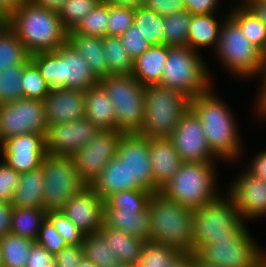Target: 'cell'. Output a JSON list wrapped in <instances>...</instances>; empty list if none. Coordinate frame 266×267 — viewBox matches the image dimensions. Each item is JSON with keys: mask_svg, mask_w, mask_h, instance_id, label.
<instances>
[{"mask_svg": "<svg viewBox=\"0 0 266 267\" xmlns=\"http://www.w3.org/2000/svg\"><path fill=\"white\" fill-rule=\"evenodd\" d=\"M256 267H266V256Z\"/></svg>", "mask_w": 266, "mask_h": 267, "instance_id": "cell-66", "label": "cell"}, {"mask_svg": "<svg viewBox=\"0 0 266 267\" xmlns=\"http://www.w3.org/2000/svg\"><path fill=\"white\" fill-rule=\"evenodd\" d=\"M85 117L101 130L115 129L114 105L100 84L85 91Z\"/></svg>", "mask_w": 266, "mask_h": 267, "instance_id": "cell-27", "label": "cell"}, {"mask_svg": "<svg viewBox=\"0 0 266 267\" xmlns=\"http://www.w3.org/2000/svg\"><path fill=\"white\" fill-rule=\"evenodd\" d=\"M78 267H98V266L91 260H88L87 258L83 257L79 262Z\"/></svg>", "mask_w": 266, "mask_h": 267, "instance_id": "cell-62", "label": "cell"}, {"mask_svg": "<svg viewBox=\"0 0 266 267\" xmlns=\"http://www.w3.org/2000/svg\"><path fill=\"white\" fill-rule=\"evenodd\" d=\"M240 5L238 4L237 6H243V7H248L252 3L259 1V0H240Z\"/></svg>", "mask_w": 266, "mask_h": 267, "instance_id": "cell-63", "label": "cell"}, {"mask_svg": "<svg viewBox=\"0 0 266 267\" xmlns=\"http://www.w3.org/2000/svg\"><path fill=\"white\" fill-rule=\"evenodd\" d=\"M247 229L238 239L212 241L201 247L195 258L212 267H256L266 256Z\"/></svg>", "mask_w": 266, "mask_h": 267, "instance_id": "cell-12", "label": "cell"}, {"mask_svg": "<svg viewBox=\"0 0 266 267\" xmlns=\"http://www.w3.org/2000/svg\"><path fill=\"white\" fill-rule=\"evenodd\" d=\"M189 108L184 94L159 84L145 86L144 122L138 135L169 138Z\"/></svg>", "mask_w": 266, "mask_h": 267, "instance_id": "cell-8", "label": "cell"}, {"mask_svg": "<svg viewBox=\"0 0 266 267\" xmlns=\"http://www.w3.org/2000/svg\"><path fill=\"white\" fill-rule=\"evenodd\" d=\"M112 267H133V266H130V265H125V264H117L115 266H112Z\"/></svg>", "mask_w": 266, "mask_h": 267, "instance_id": "cell-67", "label": "cell"}, {"mask_svg": "<svg viewBox=\"0 0 266 267\" xmlns=\"http://www.w3.org/2000/svg\"><path fill=\"white\" fill-rule=\"evenodd\" d=\"M101 0H66L58 11L63 27L74 30Z\"/></svg>", "mask_w": 266, "mask_h": 267, "instance_id": "cell-43", "label": "cell"}, {"mask_svg": "<svg viewBox=\"0 0 266 267\" xmlns=\"http://www.w3.org/2000/svg\"><path fill=\"white\" fill-rule=\"evenodd\" d=\"M35 242L53 255H56L67 246L64 238L61 237L60 233L47 218L43 221Z\"/></svg>", "mask_w": 266, "mask_h": 267, "instance_id": "cell-47", "label": "cell"}, {"mask_svg": "<svg viewBox=\"0 0 266 267\" xmlns=\"http://www.w3.org/2000/svg\"><path fill=\"white\" fill-rule=\"evenodd\" d=\"M46 218L53 224L61 237L64 238L67 245L82 244L84 234L64 213H62V211H47Z\"/></svg>", "mask_w": 266, "mask_h": 267, "instance_id": "cell-45", "label": "cell"}, {"mask_svg": "<svg viewBox=\"0 0 266 267\" xmlns=\"http://www.w3.org/2000/svg\"><path fill=\"white\" fill-rule=\"evenodd\" d=\"M104 200L87 185L60 209L84 234L97 233L104 224Z\"/></svg>", "mask_w": 266, "mask_h": 267, "instance_id": "cell-19", "label": "cell"}, {"mask_svg": "<svg viewBox=\"0 0 266 267\" xmlns=\"http://www.w3.org/2000/svg\"><path fill=\"white\" fill-rule=\"evenodd\" d=\"M24 65L12 66L0 71V105L23 98Z\"/></svg>", "mask_w": 266, "mask_h": 267, "instance_id": "cell-41", "label": "cell"}, {"mask_svg": "<svg viewBox=\"0 0 266 267\" xmlns=\"http://www.w3.org/2000/svg\"><path fill=\"white\" fill-rule=\"evenodd\" d=\"M107 6L110 7H130L136 9L139 6H143L144 0H101Z\"/></svg>", "mask_w": 266, "mask_h": 267, "instance_id": "cell-59", "label": "cell"}, {"mask_svg": "<svg viewBox=\"0 0 266 267\" xmlns=\"http://www.w3.org/2000/svg\"><path fill=\"white\" fill-rule=\"evenodd\" d=\"M150 241L168 245L180 253H192L194 210L182 207L162 193H153L148 202Z\"/></svg>", "mask_w": 266, "mask_h": 267, "instance_id": "cell-5", "label": "cell"}, {"mask_svg": "<svg viewBox=\"0 0 266 267\" xmlns=\"http://www.w3.org/2000/svg\"><path fill=\"white\" fill-rule=\"evenodd\" d=\"M143 6L162 16L186 11L184 0H144Z\"/></svg>", "mask_w": 266, "mask_h": 267, "instance_id": "cell-51", "label": "cell"}, {"mask_svg": "<svg viewBox=\"0 0 266 267\" xmlns=\"http://www.w3.org/2000/svg\"><path fill=\"white\" fill-rule=\"evenodd\" d=\"M214 14L191 15L187 46L193 51L200 52L202 47H214L219 44L222 23ZM215 16V17H214ZM220 23V24H219Z\"/></svg>", "mask_w": 266, "mask_h": 267, "instance_id": "cell-29", "label": "cell"}, {"mask_svg": "<svg viewBox=\"0 0 266 267\" xmlns=\"http://www.w3.org/2000/svg\"><path fill=\"white\" fill-rule=\"evenodd\" d=\"M43 103L48 125L70 123L85 117V91L52 88Z\"/></svg>", "mask_w": 266, "mask_h": 267, "instance_id": "cell-21", "label": "cell"}, {"mask_svg": "<svg viewBox=\"0 0 266 267\" xmlns=\"http://www.w3.org/2000/svg\"><path fill=\"white\" fill-rule=\"evenodd\" d=\"M168 45H151L148 50L133 60L131 74L144 87L160 84Z\"/></svg>", "mask_w": 266, "mask_h": 267, "instance_id": "cell-23", "label": "cell"}, {"mask_svg": "<svg viewBox=\"0 0 266 267\" xmlns=\"http://www.w3.org/2000/svg\"><path fill=\"white\" fill-rule=\"evenodd\" d=\"M115 109V129L138 134L144 122L145 87L131 75H110L99 81Z\"/></svg>", "mask_w": 266, "mask_h": 267, "instance_id": "cell-9", "label": "cell"}, {"mask_svg": "<svg viewBox=\"0 0 266 267\" xmlns=\"http://www.w3.org/2000/svg\"><path fill=\"white\" fill-rule=\"evenodd\" d=\"M123 46L134 60L149 49L151 44L145 39L136 25L130 26L121 36Z\"/></svg>", "mask_w": 266, "mask_h": 267, "instance_id": "cell-48", "label": "cell"}, {"mask_svg": "<svg viewBox=\"0 0 266 267\" xmlns=\"http://www.w3.org/2000/svg\"><path fill=\"white\" fill-rule=\"evenodd\" d=\"M44 174L43 209L60 210L87 184L80 178L71 156L47 154L42 162Z\"/></svg>", "mask_w": 266, "mask_h": 267, "instance_id": "cell-11", "label": "cell"}, {"mask_svg": "<svg viewBox=\"0 0 266 267\" xmlns=\"http://www.w3.org/2000/svg\"><path fill=\"white\" fill-rule=\"evenodd\" d=\"M149 150L154 193H158L177 172L183 161L169 138H149Z\"/></svg>", "mask_w": 266, "mask_h": 267, "instance_id": "cell-22", "label": "cell"}, {"mask_svg": "<svg viewBox=\"0 0 266 267\" xmlns=\"http://www.w3.org/2000/svg\"><path fill=\"white\" fill-rule=\"evenodd\" d=\"M13 209L14 206L11 203L0 202V239L11 233Z\"/></svg>", "mask_w": 266, "mask_h": 267, "instance_id": "cell-54", "label": "cell"}, {"mask_svg": "<svg viewBox=\"0 0 266 267\" xmlns=\"http://www.w3.org/2000/svg\"><path fill=\"white\" fill-rule=\"evenodd\" d=\"M83 257L82 244L67 245L55 255V267H78Z\"/></svg>", "mask_w": 266, "mask_h": 267, "instance_id": "cell-50", "label": "cell"}, {"mask_svg": "<svg viewBox=\"0 0 266 267\" xmlns=\"http://www.w3.org/2000/svg\"><path fill=\"white\" fill-rule=\"evenodd\" d=\"M23 98L44 100L47 94L51 91L37 66L29 60L24 65L22 77Z\"/></svg>", "mask_w": 266, "mask_h": 267, "instance_id": "cell-44", "label": "cell"}, {"mask_svg": "<svg viewBox=\"0 0 266 267\" xmlns=\"http://www.w3.org/2000/svg\"><path fill=\"white\" fill-rule=\"evenodd\" d=\"M116 157L129 171V190L145 189L154 193L149 138L124 134L119 141Z\"/></svg>", "mask_w": 266, "mask_h": 267, "instance_id": "cell-15", "label": "cell"}, {"mask_svg": "<svg viewBox=\"0 0 266 267\" xmlns=\"http://www.w3.org/2000/svg\"><path fill=\"white\" fill-rule=\"evenodd\" d=\"M30 60L51 88L86 91L99 84L87 61L68 41L55 51L34 53Z\"/></svg>", "mask_w": 266, "mask_h": 267, "instance_id": "cell-4", "label": "cell"}, {"mask_svg": "<svg viewBox=\"0 0 266 267\" xmlns=\"http://www.w3.org/2000/svg\"><path fill=\"white\" fill-rule=\"evenodd\" d=\"M20 173L0 162V202L11 203L19 182Z\"/></svg>", "mask_w": 266, "mask_h": 267, "instance_id": "cell-49", "label": "cell"}, {"mask_svg": "<svg viewBox=\"0 0 266 267\" xmlns=\"http://www.w3.org/2000/svg\"><path fill=\"white\" fill-rule=\"evenodd\" d=\"M82 246L84 257L98 267H112L119 264L116 256L112 255L109 246L98 232L84 235Z\"/></svg>", "mask_w": 266, "mask_h": 267, "instance_id": "cell-39", "label": "cell"}, {"mask_svg": "<svg viewBox=\"0 0 266 267\" xmlns=\"http://www.w3.org/2000/svg\"><path fill=\"white\" fill-rule=\"evenodd\" d=\"M44 186L42 167L20 173L11 204L20 208L43 209Z\"/></svg>", "mask_w": 266, "mask_h": 267, "instance_id": "cell-28", "label": "cell"}, {"mask_svg": "<svg viewBox=\"0 0 266 267\" xmlns=\"http://www.w3.org/2000/svg\"><path fill=\"white\" fill-rule=\"evenodd\" d=\"M46 215L45 209L14 207L11 233L36 241Z\"/></svg>", "mask_w": 266, "mask_h": 267, "instance_id": "cell-34", "label": "cell"}, {"mask_svg": "<svg viewBox=\"0 0 266 267\" xmlns=\"http://www.w3.org/2000/svg\"><path fill=\"white\" fill-rule=\"evenodd\" d=\"M228 16L239 26L245 37L264 54L266 53V26L249 8L235 6Z\"/></svg>", "mask_w": 266, "mask_h": 267, "instance_id": "cell-31", "label": "cell"}, {"mask_svg": "<svg viewBox=\"0 0 266 267\" xmlns=\"http://www.w3.org/2000/svg\"><path fill=\"white\" fill-rule=\"evenodd\" d=\"M210 78L199 52L188 46H168L159 85L180 92L191 100L212 88Z\"/></svg>", "mask_w": 266, "mask_h": 267, "instance_id": "cell-7", "label": "cell"}, {"mask_svg": "<svg viewBox=\"0 0 266 267\" xmlns=\"http://www.w3.org/2000/svg\"><path fill=\"white\" fill-rule=\"evenodd\" d=\"M244 219L266 215V182L249 174L246 170L235 177L227 191Z\"/></svg>", "mask_w": 266, "mask_h": 267, "instance_id": "cell-20", "label": "cell"}, {"mask_svg": "<svg viewBox=\"0 0 266 267\" xmlns=\"http://www.w3.org/2000/svg\"><path fill=\"white\" fill-rule=\"evenodd\" d=\"M46 134L26 133L0 143L2 161L18 173L38 169L47 155Z\"/></svg>", "mask_w": 266, "mask_h": 267, "instance_id": "cell-17", "label": "cell"}, {"mask_svg": "<svg viewBox=\"0 0 266 267\" xmlns=\"http://www.w3.org/2000/svg\"><path fill=\"white\" fill-rule=\"evenodd\" d=\"M35 241L8 233L0 239L3 267H26L28 254Z\"/></svg>", "mask_w": 266, "mask_h": 267, "instance_id": "cell-33", "label": "cell"}, {"mask_svg": "<svg viewBox=\"0 0 266 267\" xmlns=\"http://www.w3.org/2000/svg\"><path fill=\"white\" fill-rule=\"evenodd\" d=\"M7 16L0 10V21L2 22V23H5L6 22V20H7Z\"/></svg>", "mask_w": 266, "mask_h": 267, "instance_id": "cell-65", "label": "cell"}, {"mask_svg": "<svg viewBox=\"0 0 266 267\" xmlns=\"http://www.w3.org/2000/svg\"><path fill=\"white\" fill-rule=\"evenodd\" d=\"M109 19V6L100 1L77 25L74 31L87 36L105 37Z\"/></svg>", "mask_w": 266, "mask_h": 267, "instance_id": "cell-42", "label": "cell"}, {"mask_svg": "<svg viewBox=\"0 0 266 267\" xmlns=\"http://www.w3.org/2000/svg\"><path fill=\"white\" fill-rule=\"evenodd\" d=\"M89 186L105 200L113 193L129 190V171L114 157Z\"/></svg>", "mask_w": 266, "mask_h": 267, "instance_id": "cell-30", "label": "cell"}, {"mask_svg": "<svg viewBox=\"0 0 266 267\" xmlns=\"http://www.w3.org/2000/svg\"><path fill=\"white\" fill-rule=\"evenodd\" d=\"M225 104L212 88L190 100V108L203 125L204 136L212 153L219 160L235 162L242 155L243 141L233 113Z\"/></svg>", "mask_w": 266, "mask_h": 267, "instance_id": "cell-1", "label": "cell"}, {"mask_svg": "<svg viewBox=\"0 0 266 267\" xmlns=\"http://www.w3.org/2000/svg\"><path fill=\"white\" fill-rule=\"evenodd\" d=\"M195 254L179 253L167 267H192Z\"/></svg>", "mask_w": 266, "mask_h": 267, "instance_id": "cell-57", "label": "cell"}, {"mask_svg": "<svg viewBox=\"0 0 266 267\" xmlns=\"http://www.w3.org/2000/svg\"><path fill=\"white\" fill-rule=\"evenodd\" d=\"M5 24L30 55L55 51L67 42L68 31L63 27L58 12L39 7L30 0L13 12Z\"/></svg>", "mask_w": 266, "mask_h": 267, "instance_id": "cell-2", "label": "cell"}, {"mask_svg": "<svg viewBox=\"0 0 266 267\" xmlns=\"http://www.w3.org/2000/svg\"><path fill=\"white\" fill-rule=\"evenodd\" d=\"M30 60L24 44L5 24L0 25V71L26 64Z\"/></svg>", "mask_w": 266, "mask_h": 267, "instance_id": "cell-32", "label": "cell"}, {"mask_svg": "<svg viewBox=\"0 0 266 267\" xmlns=\"http://www.w3.org/2000/svg\"><path fill=\"white\" fill-rule=\"evenodd\" d=\"M134 22V8L110 7L107 36L120 37Z\"/></svg>", "mask_w": 266, "mask_h": 267, "instance_id": "cell-46", "label": "cell"}, {"mask_svg": "<svg viewBox=\"0 0 266 267\" xmlns=\"http://www.w3.org/2000/svg\"><path fill=\"white\" fill-rule=\"evenodd\" d=\"M266 26V0H259L248 6Z\"/></svg>", "mask_w": 266, "mask_h": 267, "instance_id": "cell-60", "label": "cell"}, {"mask_svg": "<svg viewBox=\"0 0 266 267\" xmlns=\"http://www.w3.org/2000/svg\"><path fill=\"white\" fill-rule=\"evenodd\" d=\"M26 267H55V255L35 242L28 254Z\"/></svg>", "mask_w": 266, "mask_h": 267, "instance_id": "cell-52", "label": "cell"}, {"mask_svg": "<svg viewBox=\"0 0 266 267\" xmlns=\"http://www.w3.org/2000/svg\"><path fill=\"white\" fill-rule=\"evenodd\" d=\"M0 267H3L1 252H0Z\"/></svg>", "mask_w": 266, "mask_h": 267, "instance_id": "cell-68", "label": "cell"}, {"mask_svg": "<svg viewBox=\"0 0 266 267\" xmlns=\"http://www.w3.org/2000/svg\"><path fill=\"white\" fill-rule=\"evenodd\" d=\"M183 162L216 163L196 113L189 108L169 137Z\"/></svg>", "mask_w": 266, "mask_h": 267, "instance_id": "cell-16", "label": "cell"}, {"mask_svg": "<svg viewBox=\"0 0 266 267\" xmlns=\"http://www.w3.org/2000/svg\"><path fill=\"white\" fill-rule=\"evenodd\" d=\"M104 225L150 241V215L146 211L104 209Z\"/></svg>", "mask_w": 266, "mask_h": 267, "instance_id": "cell-25", "label": "cell"}, {"mask_svg": "<svg viewBox=\"0 0 266 267\" xmlns=\"http://www.w3.org/2000/svg\"><path fill=\"white\" fill-rule=\"evenodd\" d=\"M124 135L117 129L100 130L86 145L71 157L80 178L90 185L105 165L116 157L119 141Z\"/></svg>", "mask_w": 266, "mask_h": 267, "instance_id": "cell-14", "label": "cell"}, {"mask_svg": "<svg viewBox=\"0 0 266 267\" xmlns=\"http://www.w3.org/2000/svg\"><path fill=\"white\" fill-rule=\"evenodd\" d=\"M35 5L49 10L59 11L66 0H30Z\"/></svg>", "mask_w": 266, "mask_h": 267, "instance_id": "cell-61", "label": "cell"}, {"mask_svg": "<svg viewBox=\"0 0 266 267\" xmlns=\"http://www.w3.org/2000/svg\"><path fill=\"white\" fill-rule=\"evenodd\" d=\"M47 128L42 100L21 98L0 105V143L9 137L26 133L46 134Z\"/></svg>", "mask_w": 266, "mask_h": 267, "instance_id": "cell-13", "label": "cell"}, {"mask_svg": "<svg viewBox=\"0 0 266 267\" xmlns=\"http://www.w3.org/2000/svg\"><path fill=\"white\" fill-rule=\"evenodd\" d=\"M261 73L262 75L260 76V78L262 76L263 78H261L262 81H260V83L261 82L263 83L261 87L258 88L260 90L258 91L259 94H257L258 96H257V100L255 103L256 104L255 108H257L256 111H258L259 117L260 116L265 117L266 116V55H264V62H263Z\"/></svg>", "mask_w": 266, "mask_h": 267, "instance_id": "cell-56", "label": "cell"}, {"mask_svg": "<svg viewBox=\"0 0 266 267\" xmlns=\"http://www.w3.org/2000/svg\"><path fill=\"white\" fill-rule=\"evenodd\" d=\"M215 166V163L183 162L160 193L182 207L199 209L219 194Z\"/></svg>", "mask_w": 266, "mask_h": 267, "instance_id": "cell-6", "label": "cell"}, {"mask_svg": "<svg viewBox=\"0 0 266 267\" xmlns=\"http://www.w3.org/2000/svg\"><path fill=\"white\" fill-rule=\"evenodd\" d=\"M219 0H184L186 11L191 15L214 14L218 12L216 6Z\"/></svg>", "mask_w": 266, "mask_h": 267, "instance_id": "cell-53", "label": "cell"}, {"mask_svg": "<svg viewBox=\"0 0 266 267\" xmlns=\"http://www.w3.org/2000/svg\"><path fill=\"white\" fill-rule=\"evenodd\" d=\"M100 130L86 117L70 123L48 125L45 135L47 154L72 156L90 142Z\"/></svg>", "mask_w": 266, "mask_h": 267, "instance_id": "cell-18", "label": "cell"}, {"mask_svg": "<svg viewBox=\"0 0 266 267\" xmlns=\"http://www.w3.org/2000/svg\"><path fill=\"white\" fill-rule=\"evenodd\" d=\"M152 192L145 189L125 190L108 196L104 209H123L128 211H146Z\"/></svg>", "mask_w": 266, "mask_h": 267, "instance_id": "cell-37", "label": "cell"}, {"mask_svg": "<svg viewBox=\"0 0 266 267\" xmlns=\"http://www.w3.org/2000/svg\"><path fill=\"white\" fill-rule=\"evenodd\" d=\"M192 229V253L195 254L212 241L238 239L247 227L227 192V195L219 194L215 199L194 210Z\"/></svg>", "mask_w": 266, "mask_h": 267, "instance_id": "cell-3", "label": "cell"}, {"mask_svg": "<svg viewBox=\"0 0 266 267\" xmlns=\"http://www.w3.org/2000/svg\"><path fill=\"white\" fill-rule=\"evenodd\" d=\"M67 41L87 61L92 73L99 81L111 75L103 52L102 37L78 34L71 30L68 32Z\"/></svg>", "mask_w": 266, "mask_h": 267, "instance_id": "cell-26", "label": "cell"}, {"mask_svg": "<svg viewBox=\"0 0 266 267\" xmlns=\"http://www.w3.org/2000/svg\"><path fill=\"white\" fill-rule=\"evenodd\" d=\"M192 267H212V266L204 265L201 262H199L196 258H194Z\"/></svg>", "mask_w": 266, "mask_h": 267, "instance_id": "cell-64", "label": "cell"}, {"mask_svg": "<svg viewBox=\"0 0 266 267\" xmlns=\"http://www.w3.org/2000/svg\"><path fill=\"white\" fill-rule=\"evenodd\" d=\"M133 24L151 45L164 44V16L139 6L134 9Z\"/></svg>", "mask_w": 266, "mask_h": 267, "instance_id": "cell-36", "label": "cell"}, {"mask_svg": "<svg viewBox=\"0 0 266 267\" xmlns=\"http://www.w3.org/2000/svg\"><path fill=\"white\" fill-rule=\"evenodd\" d=\"M179 253L171 246L146 241L133 267H167Z\"/></svg>", "mask_w": 266, "mask_h": 267, "instance_id": "cell-40", "label": "cell"}, {"mask_svg": "<svg viewBox=\"0 0 266 267\" xmlns=\"http://www.w3.org/2000/svg\"><path fill=\"white\" fill-rule=\"evenodd\" d=\"M191 14L188 11L164 16V44L187 46Z\"/></svg>", "mask_w": 266, "mask_h": 267, "instance_id": "cell-38", "label": "cell"}, {"mask_svg": "<svg viewBox=\"0 0 266 267\" xmlns=\"http://www.w3.org/2000/svg\"><path fill=\"white\" fill-rule=\"evenodd\" d=\"M250 167L246 168V171L266 182V150L259 151L256 157L249 164Z\"/></svg>", "mask_w": 266, "mask_h": 267, "instance_id": "cell-55", "label": "cell"}, {"mask_svg": "<svg viewBox=\"0 0 266 267\" xmlns=\"http://www.w3.org/2000/svg\"><path fill=\"white\" fill-rule=\"evenodd\" d=\"M27 1L28 0H0V10L9 17Z\"/></svg>", "mask_w": 266, "mask_h": 267, "instance_id": "cell-58", "label": "cell"}, {"mask_svg": "<svg viewBox=\"0 0 266 267\" xmlns=\"http://www.w3.org/2000/svg\"><path fill=\"white\" fill-rule=\"evenodd\" d=\"M225 16L221 21L219 44L215 51L221 64L230 74L244 79L260 75L264 53L245 37L228 13Z\"/></svg>", "mask_w": 266, "mask_h": 267, "instance_id": "cell-10", "label": "cell"}, {"mask_svg": "<svg viewBox=\"0 0 266 267\" xmlns=\"http://www.w3.org/2000/svg\"><path fill=\"white\" fill-rule=\"evenodd\" d=\"M103 52L111 75H131L133 59L126 51L120 37H102Z\"/></svg>", "mask_w": 266, "mask_h": 267, "instance_id": "cell-35", "label": "cell"}, {"mask_svg": "<svg viewBox=\"0 0 266 267\" xmlns=\"http://www.w3.org/2000/svg\"><path fill=\"white\" fill-rule=\"evenodd\" d=\"M120 264L134 266L139 259L143 244L142 238L134 237L116 228L102 225L98 232Z\"/></svg>", "mask_w": 266, "mask_h": 267, "instance_id": "cell-24", "label": "cell"}]
</instances>
